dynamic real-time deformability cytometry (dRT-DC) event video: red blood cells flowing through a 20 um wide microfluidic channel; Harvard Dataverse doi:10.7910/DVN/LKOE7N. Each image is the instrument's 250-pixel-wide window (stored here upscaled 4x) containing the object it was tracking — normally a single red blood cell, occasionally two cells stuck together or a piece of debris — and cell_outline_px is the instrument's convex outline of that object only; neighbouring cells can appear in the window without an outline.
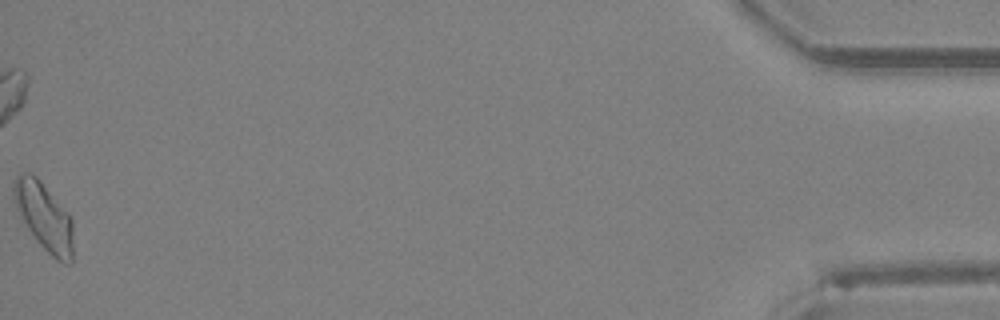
{"species": "Egyptian fruit bat (a non-hibernating species)", "species_latin": "Rousettus aegyptiacus", "temperature_condition": "room temperature", "stored_images_in_passage": 41, "camera_frame_rate_fps": 3000, "um_per_image_px": 0.085, "animal": {"sex": "female"}, "frame": {"image": 1, "passage_image": 41, "time_ms": 13.333, "image_size_px": [1000, 320], "cell_outline_px": [[72, 264], [64, 264], [56, 260], [40, 244], [28, 228], [12, 196], [12, 180], [20, 172], [28, 172], [36, 176], [40, 180], [68, 212], [72, 220]], "centroid_in_image_um": [3.75, 18.38], "position_along_channel_um": 431.5, "area_um2": 23.29}}